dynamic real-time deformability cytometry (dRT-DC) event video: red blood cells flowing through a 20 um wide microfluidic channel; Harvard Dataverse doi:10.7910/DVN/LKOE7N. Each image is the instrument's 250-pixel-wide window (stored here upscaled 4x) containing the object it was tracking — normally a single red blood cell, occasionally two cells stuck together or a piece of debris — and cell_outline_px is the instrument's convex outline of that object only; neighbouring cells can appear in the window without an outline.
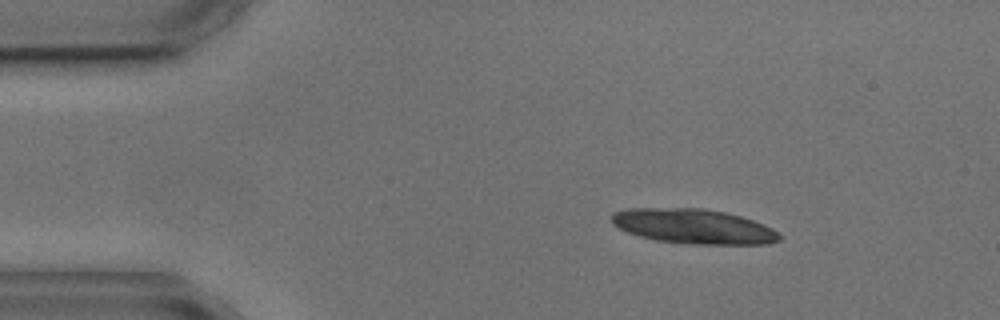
{"species": "common noctule bat (a hibernating species)", "species_latin": "Nyctalus noctula", "temperature_condition": "cold", "stored_images_in_passage": 3, "camera_frame_rate_fps": 3000, "um_per_image_px": 0.085, "animal": {"sex": "male", "body_mass_g": 17.9, "forearm_length_mm": 54.2}, "frame": {"image": 1, "passage_image": 1, "time_ms": 0.0, "image_size_px": [1000, 320], "cell_outline_px": [[780, 240], [768, 244], [692, 244], [656, 240], [640, 236], [628, 232], [612, 224], [612, 212], [628, 208], [704, 208], [724, 212], [740, 216], [764, 224], [772, 228], [780, 236]], "centroid_in_image_um": [58.94, 19.23], "position_along_channel_um": 26.1, "area_um2": 33.87}}